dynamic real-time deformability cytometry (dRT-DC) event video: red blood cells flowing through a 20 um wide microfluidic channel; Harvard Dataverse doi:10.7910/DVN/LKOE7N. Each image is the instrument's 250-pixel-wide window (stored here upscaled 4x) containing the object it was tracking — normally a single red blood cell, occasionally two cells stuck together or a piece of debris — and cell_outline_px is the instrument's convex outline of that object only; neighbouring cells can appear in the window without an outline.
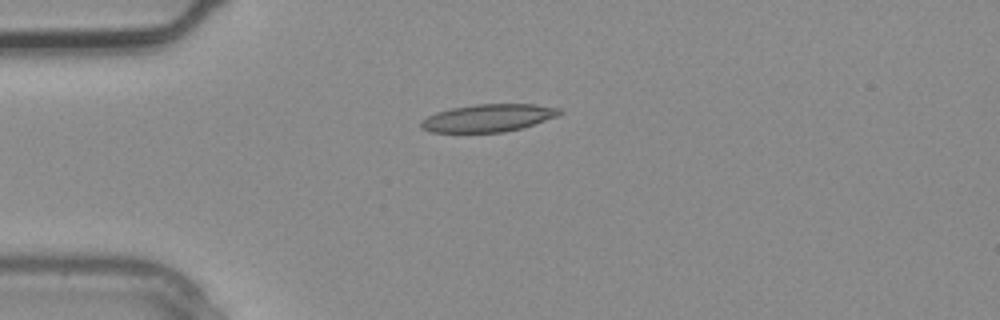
{"species": "common noctule bat (a hibernating species)", "species_latin": "Nyctalus noctula", "temperature_condition": "warm", "stored_images_in_passage": 3, "camera_frame_rate_fps": 3000, "um_per_image_px": 0.085, "animal": {"sex": "male", "body_mass_g": 20.4}, "frame": {"image": 1, "passage_image": 3, "time_ms": 0.667, "image_size_px": [1000, 320], "cell_outline_px": [[564, 112], [556, 116], [520, 128], [504, 132], [432, 132], [424, 128], [420, 124], [420, 120], [436, 112], [452, 108], [476, 104], [536, 104], [560, 108]], "centroid_in_image_um": [41.5, 10.01], "position_along_channel_um": 43.5, "area_um2": 22.02}}